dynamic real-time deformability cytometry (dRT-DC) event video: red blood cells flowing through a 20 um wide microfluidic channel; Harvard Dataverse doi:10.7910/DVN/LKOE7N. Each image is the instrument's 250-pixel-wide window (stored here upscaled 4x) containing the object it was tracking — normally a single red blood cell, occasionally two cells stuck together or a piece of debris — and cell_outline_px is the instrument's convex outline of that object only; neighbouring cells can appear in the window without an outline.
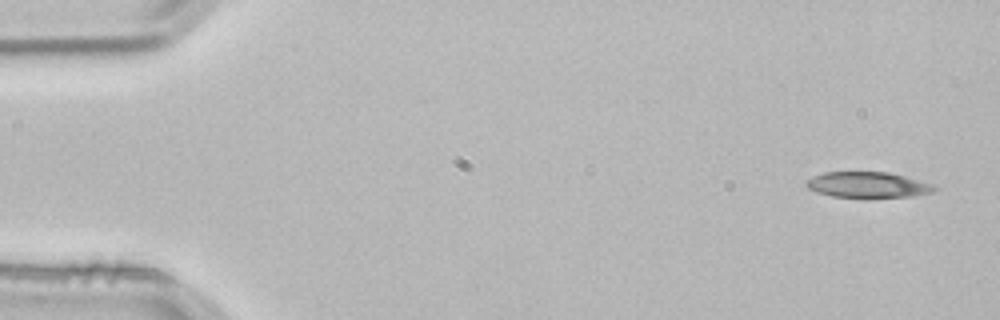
{"species": "common noctule bat (a hibernating species)", "species_latin": "Nyctalus noctula", "temperature_condition": "room temperature", "stored_images_in_passage": 4, "camera_frame_rate_fps": 3000, "um_per_image_px": 0.085, "animal": {"sex": "male", "body_mass_g": 21.5, "forearm_length_mm": 52.0}, "frame": {"image": 1, "passage_image": 1, "time_ms": 0.0, "image_size_px": [1000, 320], "cell_outline_px": [[940, 188], [932, 192], [916, 196], [864, 200], [832, 196], [816, 192], [808, 188], [804, 184], [804, 180], [812, 176], [824, 172], [888, 172], [904, 176], [932, 184]], "centroid_in_image_um": [73.74, 15.75], "position_along_channel_um": 11.3, "area_um2": 20.17}}
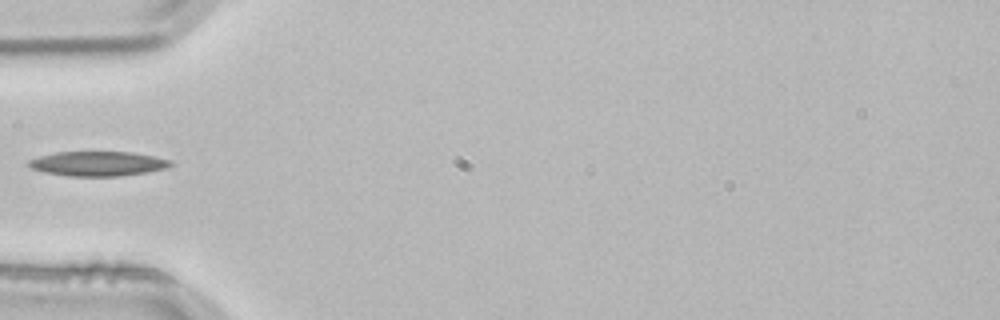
{"frame": {"image": 2, "passage_image": 4, "time_ms": 1.0, "image_size_px": [1000, 320], "cell_outline_px": [[176, 164], [168, 168], [148, 172], [120, 176], [68, 176], [44, 172], [32, 168], [28, 164], [28, 160], [40, 156], [56, 152], [128, 152], [152, 156], [172, 160]], "centroid_in_image_um": [8.37, 13.92], "position_along_channel_um": 76.6, "area_um2": 20.4}}